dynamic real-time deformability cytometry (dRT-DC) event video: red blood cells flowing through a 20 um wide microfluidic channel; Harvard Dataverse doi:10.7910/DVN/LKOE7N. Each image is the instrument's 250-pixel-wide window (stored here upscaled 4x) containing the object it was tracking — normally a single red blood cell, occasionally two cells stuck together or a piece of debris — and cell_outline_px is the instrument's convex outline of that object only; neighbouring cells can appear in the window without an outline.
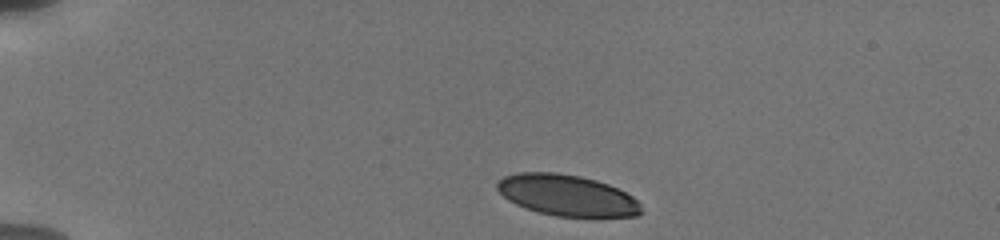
{"species": "human", "species_latin": "Homo sapiens", "temperature_condition": "cold", "stored_images_in_passage": 13, "camera_frame_rate_fps": 3000, "um_per_image_px": 0.085, "donor": {"sex": "male"}, "frame": {"image": 1, "passage_image": 1, "time_ms": 0.0, "image_size_px": [1000, 240], "cell_outline_px": [[644, 212], [636, 216], [556, 216], [540, 212], [516, 204], [508, 200], [496, 188], [496, 184], [504, 176], [520, 172], [556, 172], [580, 176], [596, 180], [608, 184], [632, 196], [640, 204]], "centroid_in_image_um": [48.2, 16.59], "position_along_channel_um": 36.8, "area_um2": 34.22}}
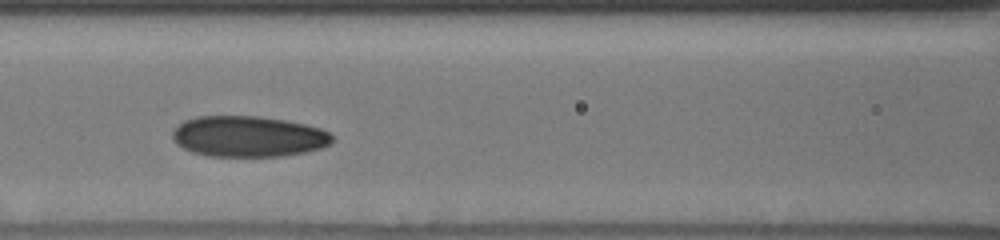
{"frame": {"image": 2, "passage_image": 5, "time_ms": 4.667, "image_size_px": [1000, 240], "cell_outline_px": [[332, 140], [328, 144], [320, 148], [304, 152], [280, 156], [208, 156], [192, 152], [176, 144], [172, 140], [172, 132], [184, 120], [196, 116], [260, 116], [284, 120], [304, 124], [320, 128], [328, 132], [332, 136]], "centroid_in_image_um": [21.06, 11.59], "position_along_channel_um": 145.5, "area_um2": 37.92}}
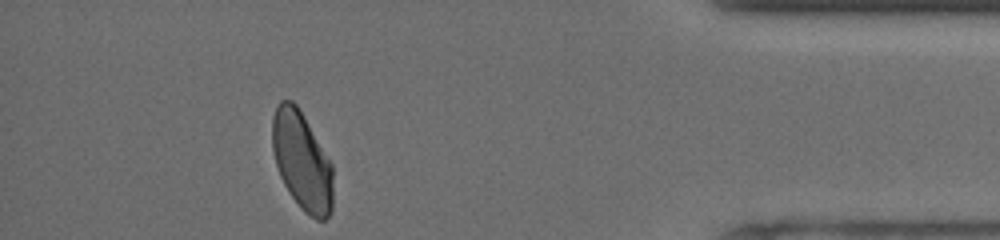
{"frame": {"image": 3, "passage_image": 12, "time_ms": 12.667, "image_size_px": [1000, 240], "cell_outline_px": [[332, 212], [324, 220], [316, 220], [304, 212], [300, 208], [284, 184], [280, 176], [276, 164], [272, 148], [272, 116], [280, 100], [292, 100], [296, 104], [332, 164]], "centroid_in_image_um": [25.65, 13.7], "position_along_channel_um": 409.5, "area_um2": 34.56}, "authors_computed_cell_mechanics": {"area_um2": 36.5874, "velocity_mm_per_s": 3.7698, "shape_relaxation_time_tau1_ms": 3.6945, "shape_relaxation_time_tau2_ms": 1.8817, "deformation_change_tau1": 0.0993, "deformation_change_tau2": 0.0572}}